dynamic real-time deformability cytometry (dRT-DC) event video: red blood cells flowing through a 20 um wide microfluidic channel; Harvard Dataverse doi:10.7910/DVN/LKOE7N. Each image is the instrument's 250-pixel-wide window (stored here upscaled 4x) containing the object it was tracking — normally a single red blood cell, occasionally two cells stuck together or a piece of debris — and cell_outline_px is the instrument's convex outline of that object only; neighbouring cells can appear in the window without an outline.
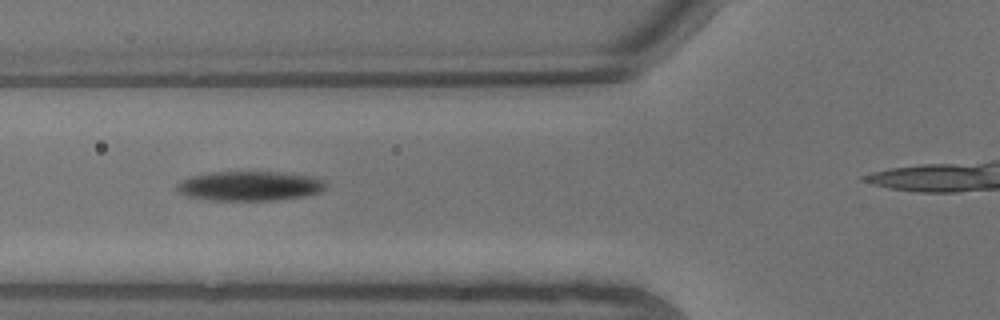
{"species": "common noctule bat (a hibernating species)", "species_latin": "Nyctalus noctula", "temperature_condition": "warm", "stored_images_in_passage": 6, "segment_of_instrument_passage": [1, 2], "camera_frame_rate_fps": 3000, "um_per_image_px": 0.085, "animal": {"sex": "male", "body_mass_g": 13.3}, "frame": {"image": 1, "passage_image": 4, "time_ms": 1.0, "image_size_px": [1000, 320], "cell_outline_px": [[324, 188], [320, 192], [304, 196], [276, 200], [212, 200], [188, 196], [176, 192], [176, 184], [180, 180], [192, 176], [212, 172], [288, 172], [316, 176], [324, 180]], "centroid_in_image_um": [21.23, 15.8], "position_along_channel_um": 104.6, "area_um2": 25.84}}
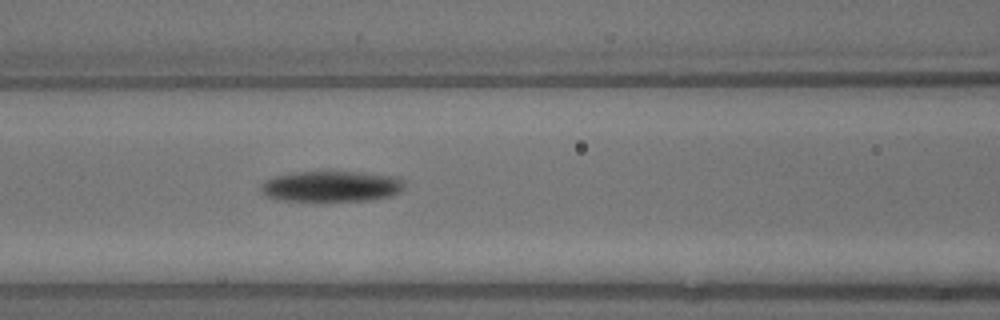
{"frame": {"image": 2, "passage_image": 5, "time_ms": 1.333, "image_size_px": [1000, 320], "cell_outline_px": [[404, 188], [400, 192], [392, 196], [368, 200], [276, 200], [268, 196], [260, 188], [260, 184], [264, 180], [276, 176], [292, 172], [324, 168], [400, 176], [404, 180]], "centroid_in_image_um": [28.2, 15.77], "position_along_channel_um": 138.4, "area_um2": 26.82}}